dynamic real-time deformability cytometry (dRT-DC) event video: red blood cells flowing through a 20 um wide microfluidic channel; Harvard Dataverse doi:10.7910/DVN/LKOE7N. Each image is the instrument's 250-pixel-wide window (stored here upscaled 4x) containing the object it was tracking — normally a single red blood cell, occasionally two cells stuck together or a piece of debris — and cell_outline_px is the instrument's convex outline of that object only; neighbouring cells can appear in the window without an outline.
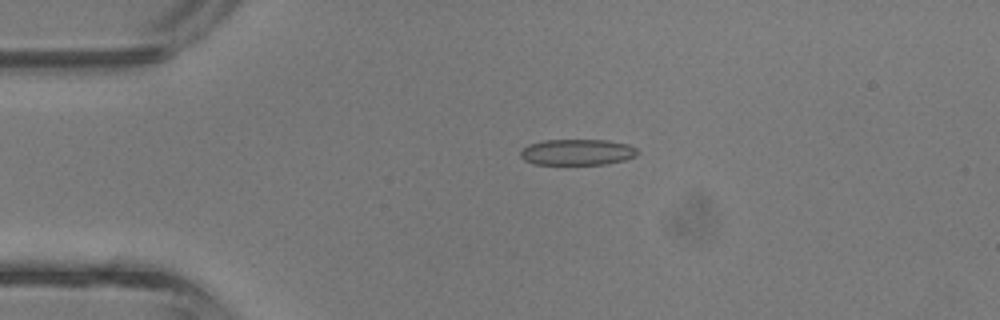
{"species": "common noctule bat (a hibernating species)", "species_latin": "Nyctalus noctula", "temperature_condition": "room temperature", "stored_images_in_passage": 34, "camera_frame_rate_fps": 3000, "um_per_image_px": 0.085, "animal": {"sex": "male", "body_mass_g": 13.3}, "frame": {"image": 1, "passage_image": 2, "time_ms": 0.333, "image_size_px": [1000, 320], "cell_outline_px": [[640, 152], [636, 156], [624, 160], [608, 164], [532, 164], [524, 160], [520, 156], [520, 152], [528, 144], [544, 140], [608, 140], [628, 144], [636, 148]], "centroid_in_image_um": [49.08, 12.93], "position_along_channel_um": 35.9, "area_um2": 17.86}}
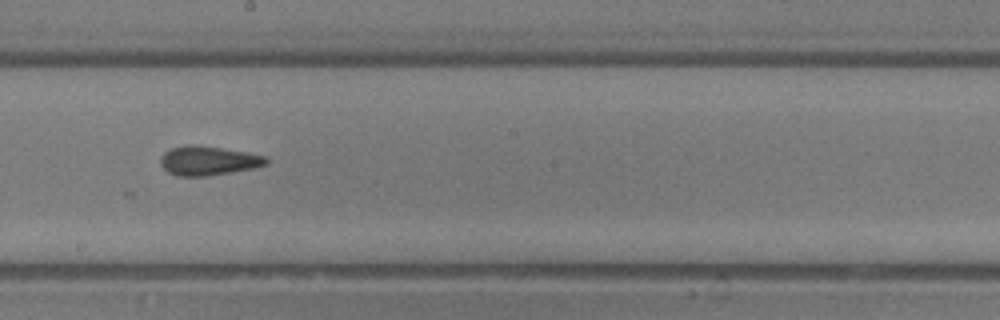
{"frame": {"image": 2, "passage_image": 16, "time_ms": 5.0, "image_size_px": [1000, 320], "cell_outline_px": [[268, 164], [252, 168], [208, 176], [176, 176], [168, 172], [160, 164], [160, 156], [164, 152], [172, 148], [188, 144], [196, 144], [244, 152], [264, 156], [268, 160]], "centroid_in_image_um": [17.64, 13.66], "position_along_channel_um": 230.6, "area_um2": 17.86}}
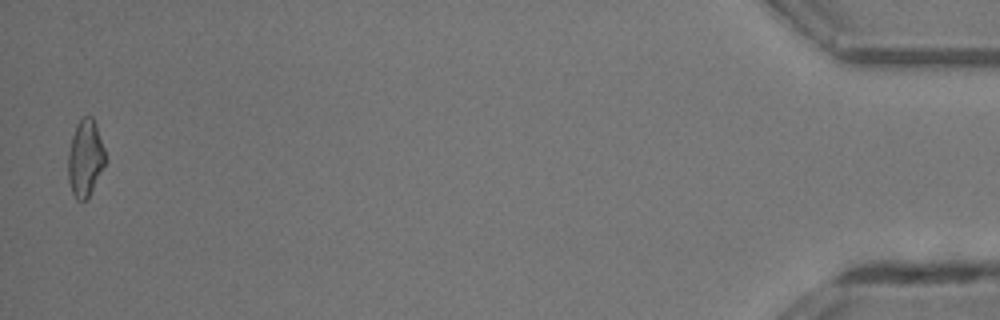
{"frame": {"image": 3, "passage_image": 34, "time_ms": 11.0, "image_size_px": [1000, 320], "cell_outline_px": [[104, 164], [88, 196], [84, 200], [76, 200], [72, 192], [68, 180], [68, 152], [72, 136], [76, 124], [84, 116], [92, 116], [96, 124], [104, 148]], "centroid_in_image_um": [7.21, 13.41], "position_along_channel_um": 428.0, "area_um2": 16.24}}